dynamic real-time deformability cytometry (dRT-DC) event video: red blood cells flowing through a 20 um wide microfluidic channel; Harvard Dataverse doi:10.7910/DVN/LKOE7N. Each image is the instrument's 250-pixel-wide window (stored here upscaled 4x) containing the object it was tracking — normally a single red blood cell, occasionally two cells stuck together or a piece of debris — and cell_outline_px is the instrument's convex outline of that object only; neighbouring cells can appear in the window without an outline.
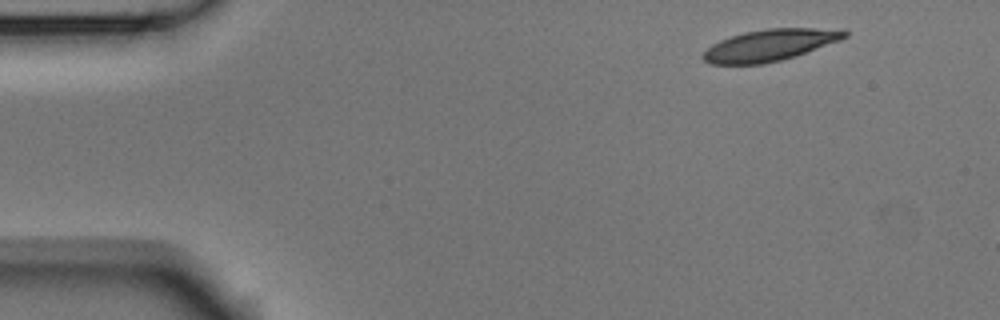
{"species": "Egyptian fruit bat (a non-hibernating species)", "species_latin": "Rousettus aegyptiacus", "temperature_condition": "room temperature", "stored_images_in_passage": 6, "camera_frame_rate_fps": 3000, "um_per_image_px": 0.085, "animal": {"sex": "male"}, "frame": {"image": 1, "passage_image": 1, "time_ms": 0.0, "image_size_px": [1000, 320], "cell_outline_px": [[848, 36], [840, 40], [796, 56], [764, 64], [712, 64], [704, 60], [700, 56], [712, 44], [720, 40], [744, 32], [768, 28], [844, 28], [848, 32]], "centroid_in_image_um": [65.48, 3.82], "position_along_channel_um": 19.5, "area_um2": 26.18}}
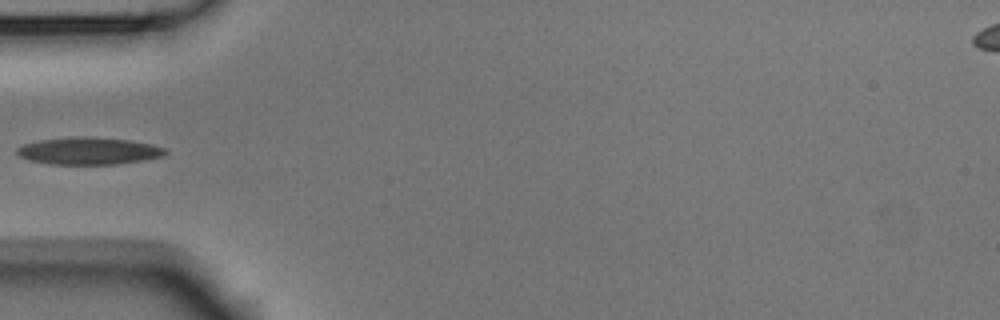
{"frame": {"image": 2, "passage_image": 5, "time_ms": 1.333, "image_size_px": [1000, 320], "cell_outline_px": [[168, 152], [164, 156], [144, 160], [116, 164], [48, 164], [28, 160], [20, 156], [16, 152], [16, 148], [24, 144], [40, 140], [128, 140], [152, 144], [164, 148]], "centroid_in_image_um": [7.57, 12.9], "position_along_channel_um": 77.4, "area_um2": 22.14}}
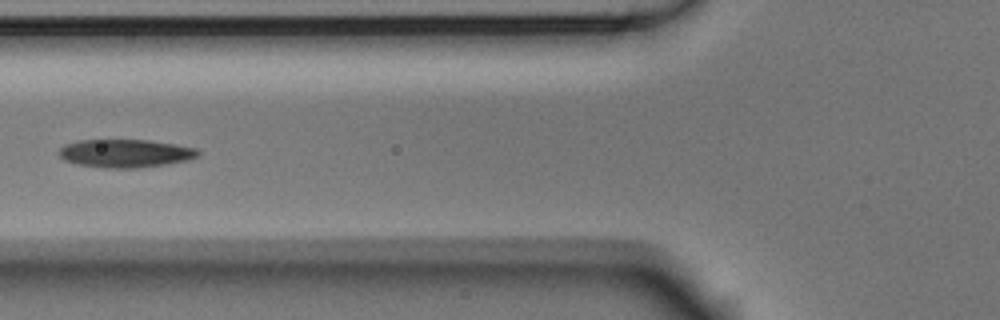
{"frame": {"image": 3, "passage_image": 6, "time_ms": 1.667, "image_size_px": [1000, 320], "cell_outline_px": [[200, 152], [196, 156], [188, 160], [136, 168], [104, 168], [76, 164], [64, 160], [56, 152], [64, 144], [80, 140], [148, 140], [196, 148]], "centroid_in_image_um": [10.57, 13.03], "position_along_channel_um": 115.2, "area_um2": 22.66}}